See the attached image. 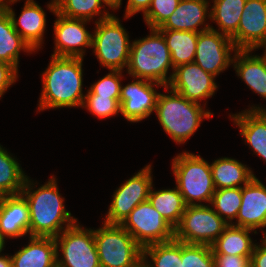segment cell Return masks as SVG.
I'll use <instances>...</instances> for the list:
<instances>
[{
    "label": "cell",
    "mask_w": 266,
    "mask_h": 267,
    "mask_svg": "<svg viewBox=\"0 0 266 267\" xmlns=\"http://www.w3.org/2000/svg\"><path fill=\"white\" fill-rule=\"evenodd\" d=\"M31 185H34V182L27 177L20 193L29 207L28 236L56 238L63 230L77 222V219L65 209L64 198L59 193L54 176L36 190H33L34 186Z\"/></svg>",
    "instance_id": "cell-1"
},
{
    "label": "cell",
    "mask_w": 266,
    "mask_h": 267,
    "mask_svg": "<svg viewBox=\"0 0 266 267\" xmlns=\"http://www.w3.org/2000/svg\"><path fill=\"white\" fill-rule=\"evenodd\" d=\"M48 68L42 74L43 89L38 110L62 107H82L83 70L81 57L51 55Z\"/></svg>",
    "instance_id": "cell-2"
},
{
    "label": "cell",
    "mask_w": 266,
    "mask_h": 267,
    "mask_svg": "<svg viewBox=\"0 0 266 267\" xmlns=\"http://www.w3.org/2000/svg\"><path fill=\"white\" fill-rule=\"evenodd\" d=\"M151 34L131 44L128 74L133 78L144 79L168 86L173 76L167 77L168 69L174 66L163 34L150 28Z\"/></svg>",
    "instance_id": "cell-3"
},
{
    "label": "cell",
    "mask_w": 266,
    "mask_h": 267,
    "mask_svg": "<svg viewBox=\"0 0 266 267\" xmlns=\"http://www.w3.org/2000/svg\"><path fill=\"white\" fill-rule=\"evenodd\" d=\"M169 95L159 93L155 112L163 130L177 144L185 143L198 129L203 118L214 114L204 110L201 104L187 100L168 86Z\"/></svg>",
    "instance_id": "cell-4"
},
{
    "label": "cell",
    "mask_w": 266,
    "mask_h": 267,
    "mask_svg": "<svg viewBox=\"0 0 266 267\" xmlns=\"http://www.w3.org/2000/svg\"><path fill=\"white\" fill-rule=\"evenodd\" d=\"M172 170L176 178V187L186 206L204 205L201 201L210 204L216 188L207 161L200 155L185 151L173 159Z\"/></svg>",
    "instance_id": "cell-5"
},
{
    "label": "cell",
    "mask_w": 266,
    "mask_h": 267,
    "mask_svg": "<svg viewBox=\"0 0 266 267\" xmlns=\"http://www.w3.org/2000/svg\"><path fill=\"white\" fill-rule=\"evenodd\" d=\"M94 239L100 267H134L143 259V248L120 224L104 222Z\"/></svg>",
    "instance_id": "cell-6"
},
{
    "label": "cell",
    "mask_w": 266,
    "mask_h": 267,
    "mask_svg": "<svg viewBox=\"0 0 266 267\" xmlns=\"http://www.w3.org/2000/svg\"><path fill=\"white\" fill-rule=\"evenodd\" d=\"M92 48L100 64L109 70H123L128 66L131 43L129 36L116 16L95 21Z\"/></svg>",
    "instance_id": "cell-7"
},
{
    "label": "cell",
    "mask_w": 266,
    "mask_h": 267,
    "mask_svg": "<svg viewBox=\"0 0 266 267\" xmlns=\"http://www.w3.org/2000/svg\"><path fill=\"white\" fill-rule=\"evenodd\" d=\"M229 225L209 205L186 206L174 239L189 244L211 246Z\"/></svg>",
    "instance_id": "cell-8"
},
{
    "label": "cell",
    "mask_w": 266,
    "mask_h": 267,
    "mask_svg": "<svg viewBox=\"0 0 266 267\" xmlns=\"http://www.w3.org/2000/svg\"><path fill=\"white\" fill-rule=\"evenodd\" d=\"M120 225L142 248L174 239V228L149 200L138 204Z\"/></svg>",
    "instance_id": "cell-9"
},
{
    "label": "cell",
    "mask_w": 266,
    "mask_h": 267,
    "mask_svg": "<svg viewBox=\"0 0 266 267\" xmlns=\"http://www.w3.org/2000/svg\"><path fill=\"white\" fill-rule=\"evenodd\" d=\"M55 241L57 264L61 267H100L94 230L91 228L84 230L76 222L63 230ZM58 248L62 251L61 259H59Z\"/></svg>",
    "instance_id": "cell-10"
},
{
    "label": "cell",
    "mask_w": 266,
    "mask_h": 267,
    "mask_svg": "<svg viewBox=\"0 0 266 267\" xmlns=\"http://www.w3.org/2000/svg\"><path fill=\"white\" fill-rule=\"evenodd\" d=\"M151 173L149 164L114 192L105 223L121 224L138 204L148 200L153 185Z\"/></svg>",
    "instance_id": "cell-11"
},
{
    "label": "cell",
    "mask_w": 266,
    "mask_h": 267,
    "mask_svg": "<svg viewBox=\"0 0 266 267\" xmlns=\"http://www.w3.org/2000/svg\"><path fill=\"white\" fill-rule=\"evenodd\" d=\"M237 50L230 37L211 26V29L198 34L194 62L216 77L233 64L231 51L235 53Z\"/></svg>",
    "instance_id": "cell-12"
},
{
    "label": "cell",
    "mask_w": 266,
    "mask_h": 267,
    "mask_svg": "<svg viewBox=\"0 0 266 267\" xmlns=\"http://www.w3.org/2000/svg\"><path fill=\"white\" fill-rule=\"evenodd\" d=\"M171 76L173 77L168 87L198 104L202 99L212 97L218 88L214 81L215 76L204 71L195 62L177 66Z\"/></svg>",
    "instance_id": "cell-13"
},
{
    "label": "cell",
    "mask_w": 266,
    "mask_h": 267,
    "mask_svg": "<svg viewBox=\"0 0 266 267\" xmlns=\"http://www.w3.org/2000/svg\"><path fill=\"white\" fill-rule=\"evenodd\" d=\"M231 39L238 50H256L266 43V0H246Z\"/></svg>",
    "instance_id": "cell-14"
},
{
    "label": "cell",
    "mask_w": 266,
    "mask_h": 267,
    "mask_svg": "<svg viewBox=\"0 0 266 267\" xmlns=\"http://www.w3.org/2000/svg\"><path fill=\"white\" fill-rule=\"evenodd\" d=\"M54 14L57 19L54 23L55 51L52 56L83 58V48L92 47V34L85 28L88 20L69 18L57 11Z\"/></svg>",
    "instance_id": "cell-15"
},
{
    "label": "cell",
    "mask_w": 266,
    "mask_h": 267,
    "mask_svg": "<svg viewBox=\"0 0 266 267\" xmlns=\"http://www.w3.org/2000/svg\"><path fill=\"white\" fill-rule=\"evenodd\" d=\"M163 86L152 81L138 79L121 86L120 113L130 122H140L155 111L159 93L153 86Z\"/></svg>",
    "instance_id": "cell-16"
},
{
    "label": "cell",
    "mask_w": 266,
    "mask_h": 267,
    "mask_svg": "<svg viewBox=\"0 0 266 267\" xmlns=\"http://www.w3.org/2000/svg\"><path fill=\"white\" fill-rule=\"evenodd\" d=\"M236 219L237 223L232 225L255 231L266 227V186L257 177L242 187V202Z\"/></svg>",
    "instance_id": "cell-17"
},
{
    "label": "cell",
    "mask_w": 266,
    "mask_h": 267,
    "mask_svg": "<svg viewBox=\"0 0 266 267\" xmlns=\"http://www.w3.org/2000/svg\"><path fill=\"white\" fill-rule=\"evenodd\" d=\"M29 224L28 203L21 194L0 198V235L4 240L29 234Z\"/></svg>",
    "instance_id": "cell-18"
},
{
    "label": "cell",
    "mask_w": 266,
    "mask_h": 267,
    "mask_svg": "<svg viewBox=\"0 0 266 267\" xmlns=\"http://www.w3.org/2000/svg\"><path fill=\"white\" fill-rule=\"evenodd\" d=\"M14 29L20 34L22 39L35 51L40 47L46 28V15L44 10L34 0H26L23 10L16 19L15 12L9 6L7 9ZM18 26H21L20 28Z\"/></svg>",
    "instance_id": "cell-19"
},
{
    "label": "cell",
    "mask_w": 266,
    "mask_h": 267,
    "mask_svg": "<svg viewBox=\"0 0 266 267\" xmlns=\"http://www.w3.org/2000/svg\"><path fill=\"white\" fill-rule=\"evenodd\" d=\"M207 0H180L177 8L158 30H179L190 32H203L211 29L204 22L208 14ZM204 25L199 29L198 26ZM199 29V30H198Z\"/></svg>",
    "instance_id": "cell-20"
},
{
    "label": "cell",
    "mask_w": 266,
    "mask_h": 267,
    "mask_svg": "<svg viewBox=\"0 0 266 267\" xmlns=\"http://www.w3.org/2000/svg\"><path fill=\"white\" fill-rule=\"evenodd\" d=\"M231 118L241 129L240 135L245 142L266 161V109L252 106L242 113L231 115Z\"/></svg>",
    "instance_id": "cell-21"
},
{
    "label": "cell",
    "mask_w": 266,
    "mask_h": 267,
    "mask_svg": "<svg viewBox=\"0 0 266 267\" xmlns=\"http://www.w3.org/2000/svg\"><path fill=\"white\" fill-rule=\"evenodd\" d=\"M29 244L10 255L12 267H53L57 263V245L52 237H29Z\"/></svg>",
    "instance_id": "cell-22"
},
{
    "label": "cell",
    "mask_w": 266,
    "mask_h": 267,
    "mask_svg": "<svg viewBox=\"0 0 266 267\" xmlns=\"http://www.w3.org/2000/svg\"><path fill=\"white\" fill-rule=\"evenodd\" d=\"M253 50H237L233 57L236 74L266 99V56L250 55Z\"/></svg>",
    "instance_id": "cell-23"
},
{
    "label": "cell",
    "mask_w": 266,
    "mask_h": 267,
    "mask_svg": "<svg viewBox=\"0 0 266 267\" xmlns=\"http://www.w3.org/2000/svg\"><path fill=\"white\" fill-rule=\"evenodd\" d=\"M257 231L229 224L211 245L213 254L238 255L250 258L255 245L249 235Z\"/></svg>",
    "instance_id": "cell-24"
},
{
    "label": "cell",
    "mask_w": 266,
    "mask_h": 267,
    "mask_svg": "<svg viewBox=\"0 0 266 267\" xmlns=\"http://www.w3.org/2000/svg\"><path fill=\"white\" fill-rule=\"evenodd\" d=\"M210 168L216 189L242 188L255 177L246 165L228 157L216 159Z\"/></svg>",
    "instance_id": "cell-25"
},
{
    "label": "cell",
    "mask_w": 266,
    "mask_h": 267,
    "mask_svg": "<svg viewBox=\"0 0 266 267\" xmlns=\"http://www.w3.org/2000/svg\"><path fill=\"white\" fill-rule=\"evenodd\" d=\"M33 50L14 29L7 11L0 12V60L9 63L18 70L19 53Z\"/></svg>",
    "instance_id": "cell-26"
},
{
    "label": "cell",
    "mask_w": 266,
    "mask_h": 267,
    "mask_svg": "<svg viewBox=\"0 0 266 267\" xmlns=\"http://www.w3.org/2000/svg\"><path fill=\"white\" fill-rule=\"evenodd\" d=\"M159 31L165 38L174 68L182 64L194 62L199 33L179 30Z\"/></svg>",
    "instance_id": "cell-27"
},
{
    "label": "cell",
    "mask_w": 266,
    "mask_h": 267,
    "mask_svg": "<svg viewBox=\"0 0 266 267\" xmlns=\"http://www.w3.org/2000/svg\"><path fill=\"white\" fill-rule=\"evenodd\" d=\"M153 190L152 185L148 197L149 202L175 228L179 224L186 208L181 193L177 187L175 189Z\"/></svg>",
    "instance_id": "cell-28"
},
{
    "label": "cell",
    "mask_w": 266,
    "mask_h": 267,
    "mask_svg": "<svg viewBox=\"0 0 266 267\" xmlns=\"http://www.w3.org/2000/svg\"><path fill=\"white\" fill-rule=\"evenodd\" d=\"M246 0H213V7L207 15L218 24L221 34L232 37L238 29Z\"/></svg>",
    "instance_id": "cell-29"
},
{
    "label": "cell",
    "mask_w": 266,
    "mask_h": 267,
    "mask_svg": "<svg viewBox=\"0 0 266 267\" xmlns=\"http://www.w3.org/2000/svg\"><path fill=\"white\" fill-rule=\"evenodd\" d=\"M26 178L18 161L0 146V193L3 196L20 194Z\"/></svg>",
    "instance_id": "cell-30"
},
{
    "label": "cell",
    "mask_w": 266,
    "mask_h": 267,
    "mask_svg": "<svg viewBox=\"0 0 266 267\" xmlns=\"http://www.w3.org/2000/svg\"><path fill=\"white\" fill-rule=\"evenodd\" d=\"M151 258V261H147ZM143 259L149 267H182L181 261V242L178 240H170L151 244L143 248Z\"/></svg>",
    "instance_id": "cell-31"
},
{
    "label": "cell",
    "mask_w": 266,
    "mask_h": 267,
    "mask_svg": "<svg viewBox=\"0 0 266 267\" xmlns=\"http://www.w3.org/2000/svg\"><path fill=\"white\" fill-rule=\"evenodd\" d=\"M103 0H59L56 3V11L66 17L75 19L90 20L95 15H102L98 19L104 20L112 16V14L106 11L101 13Z\"/></svg>",
    "instance_id": "cell-32"
},
{
    "label": "cell",
    "mask_w": 266,
    "mask_h": 267,
    "mask_svg": "<svg viewBox=\"0 0 266 267\" xmlns=\"http://www.w3.org/2000/svg\"><path fill=\"white\" fill-rule=\"evenodd\" d=\"M242 202V188L216 189L210 204L213 210L226 222L232 223L238 214ZM215 208V209H214ZM229 221H228V220Z\"/></svg>",
    "instance_id": "cell-33"
},
{
    "label": "cell",
    "mask_w": 266,
    "mask_h": 267,
    "mask_svg": "<svg viewBox=\"0 0 266 267\" xmlns=\"http://www.w3.org/2000/svg\"><path fill=\"white\" fill-rule=\"evenodd\" d=\"M182 267H215L211 246L181 242Z\"/></svg>",
    "instance_id": "cell-34"
},
{
    "label": "cell",
    "mask_w": 266,
    "mask_h": 267,
    "mask_svg": "<svg viewBox=\"0 0 266 267\" xmlns=\"http://www.w3.org/2000/svg\"><path fill=\"white\" fill-rule=\"evenodd\" d=\"M120 100H115L109 96H97L89 89L85 95L82 107L86 108L98 118H108L120 112Z\"/></svg>",
    "instance_id": "cell-35"
},
{
    "label": "cell",
    "mask_w": 266,
    "mask_h": 267,
    "mask_svg": "<svg viewBox=\"0 0 266 267\" xmlns=\"http://www.w3.org/2000/svg\"><path fill=\"white\" fill-rule=\"evenodd\" d=\"M180 0H152L149 9L144 14V20L149 28H160L177 8Z\"/></svg>",
    "instance_id": "cell-36"
},
{
    "label": "cell",
    "mask_w": 266,
    "mask_h": 267,
    "mask_svg": "<svg viewBox=\"0 0 266 267\" xmlns=\"http://www.w3.org/2000/svg\"><path fill=\"white\" fill-rule=\"evenodd\" d=\"M121 72V70H111L106 76L92 84L89 90L97 96H109L120 100Z\"/></svg>",
    "instance_id": "cell-37"
},
{
    "label": "cell",
    "mask_w": 266,
    "mask_h": 267,
    "mask_svg": "<svg viewBox=\"0 0 266 267\" xmlns=\"http://www.w3.org/2000/svg\"><path fill=\"white\" fill-rule=\"evenodd\" d=\"M215 267H252L250 258L238 255L214 254Z\"/></svg>",
    "instance_id": "cell-38"
},
{
    "label": "cell",
    "mask_w": 266,
    "mask_h": 267,
    "mask_svg": "<svg viewBox=\"0 0 266 267\" xmlns=\"http://www.w3.org/2000/svg\"><path fill=\"white\" fill-rule=\"evenodd\" d=\"M18 70L7 62L0 60V97L16 82Z\"/></svg>",
    "instance_id": "cell-39"
},
{
    "label": "cell",
    "mask_w": 266,
    "mask_h": 267,
    "mask_svg": "<svg viewBox=\"0 0 266 267\" xmlns=\"http://www.w3.org/2000/svg\"><path fill=\"white\" fill-rule=\"evenodd\" d=\"M152 0H128L124 18H129L142 11L143 15L150 7Z\"/></svg>",
    "instance_id": "cell-40"
},
{
    "label": "cell",
    "mask_w": 266,
    "mask_h": 267,
    "mask_svg": "<svg viewBox=\"0 0 266 267\" xmlns=\"http://www.w3.org/2000/svg\"><path fill=\"white\" fill-rule=\"evenodd\" d=\"M250 262L252 267H266V243L263 240L261 245H255Z\"/></svg>",
    "instance_id": "cell-41"
},
{
    "label": "cell",
    "mask_w": 266,
    "mask_h": 267,
    "mask_svg": "<svg viewBox=\"0 0 266 267\" xmlns=\"http://www.w3.org/2000/svg\"><path fill=\"white\" fill-rule=\"evenodd\" d=\"M0 267H12L11 257L0 254Z\"/></svg>",
    "instance_id": "cell-42"
},
{
    "label": "cell",
    "mask_w": 266,
    "mask_h": 267,
    "mask_svg": "<svg viewBox=\"0 0 266 267\" xmlns=\"http://www.w3.org/2000/svg\"><path fill=\"white\" fill-rule=\"evenodd\" d=\"M105 2V5L109 6L111 9H118L120 8V5L122 4V0H103Z\"/></svg>",
    "instance_id": "cell-43"
},
{
    "label": "cell",
    "mask_w": 266,
    "mask_h": 267,
    "mask_svg": "<svg viewBox=\"0 0 266 267\" xmlns=\"http://www.w3.org/2000/svg\"><path fill=\"white\" fill-rule=\"evenodd\" d=\"M17 1H20V0H0V12L7 11L10 4L12 3L14 4Z\"/></svg>",
    "instance_id": "cell-44"
},
{
    "label": "cell",
    "mask_w": 266,
    "mask_h": 267,
    "mask_svg": "<svg viewBox=\"0 0 266 267\" xmlns=\"http://www.w3.org/2000/svg\"><path fill=\"white\" fill-rule=\"evenodd\" d=\"M58 1H59V0H52V2L49 3V4L47 5V7H48L53 13H55V11H56V3H57Z\"/></svg>",
    "instance_id": "cell-45"
},
{
    "label": "cell",
    "mask_w": 266,
    "mask_h": 267,
    "mask_svg": "<svg viewBox=\"0 0 266 267\" xmlns=\"http://www.w3.org/2000/svg\"><path fill=\"white\" fill-rule=\"evenodd\" d=\"M134 267H149V266H148L147 262L144 259H142Z\"/></svg>",
    "instance_id": "cell-46"
},
{
    "label": "cell",
    "mask_w": 266,
    "mask_h": 267,
    "mask_svg": "<svg viewBox=\"0 0 266 267\" xmlns=\"http://www.w3.org/2000/svg\"><path fill=\"white\" fill-rule=\"evenodd\" d=\"M5 244V240L1 237L0 235V253L2 252V250H4V245Z\"/></svg>",
    "instance_id": "cell-47"
},
{
    "label": "cell",
    "mask_w": 266,
    "mask_h": 267,
    "mask_svg": "<svg viewBox=\"0 0 266 267\" xmlns=\"http://www.w3.org/2000/svg\"><path fill=\"white\" fill-rule=\"evenodd\" d=\"M263 234H264V237L261 240H263L266 243V233H265V231H263Z\"/></svg>",
    "instance_id": "cell-48"
},
{
    "label": "cell",
    "mask_w": 266,
    "mask_h": 267,
    "mask_svg": "<svg viewBox=\"0 0 266 267\" xmlns=\"http://www.w3.org/2000/svg\"><path fill=\"white\" fill-rule=\"evenodd\" d=\"M264 47V55L266 56V43L262 46V48Z\"/></svg>",
    "instance_id": "cell-49"
},
{
    "label": "cell",
    "mask_w": 266,
    "mask_h": 267,
    "mask_svg": "<svg viewBox=\"0 0 266 267\" xmlns=\"http://www.w3.org/2000/svg\"><path fill=\"white\" fill-rule=\"evenodd\" d=\"M53 267H61V266L56 263Z\"/></svg>",
    "instance_id": "cell-50"
}]
</instances>
